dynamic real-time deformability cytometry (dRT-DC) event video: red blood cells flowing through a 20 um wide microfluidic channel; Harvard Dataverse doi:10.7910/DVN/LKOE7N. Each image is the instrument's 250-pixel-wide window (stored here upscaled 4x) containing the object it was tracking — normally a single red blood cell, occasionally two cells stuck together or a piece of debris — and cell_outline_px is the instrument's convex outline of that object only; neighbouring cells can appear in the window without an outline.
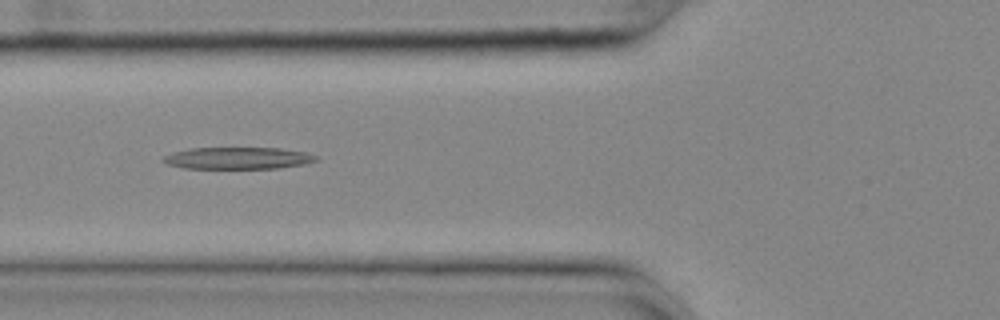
{"species": "common noctule bat (a hibernating species)", "species_latin": "Nyctalus noctula", "temperature_condition": "cold", "stored_images_in_passage": 44, "camera_frame_rate_fps": 3000, "um_per_image_px": 0.085, "animal": {"sex": "female", "body_mass_g": 25.1}, "frame": {"image": 1, "passage_image": 10, "time_ms": 3.0, "image_size_px": [1000, 320], "cell_outline_px": [[320, 160], [304, 164], [276, 168], [184, 168], [164, 164], [160, 160], [164, 156], [176, 152], [192, 148], [280, 148], [304, 152], [316, 156]], "centroid_in_image_um": [20.2, 13.44], "position_along_channel_um": 105.6, "area_um2": 19.36}}
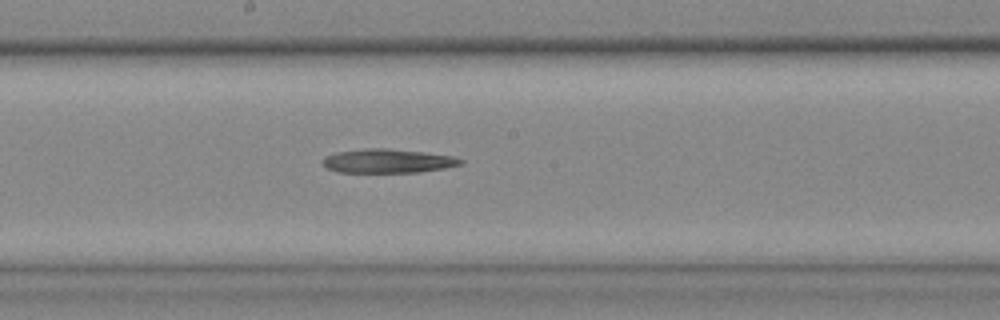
{"frame": {"image": 2, "passage_image": 19, "time_ms": 6.0, "image_size_px": [1000, 320], "cell_outline_px": [[464, 164], [444, 168], [420, 172], [340, 172], [328, 168], [324, 164], [324, 156], [336, 152], [364, 148], [384, 148], [424, 152], [452, 156], [464, 160]], "centroid_in_image_um": [32.99, 13.68], "position_along_channel_um": 215.2, "area_um2": 19.13}}
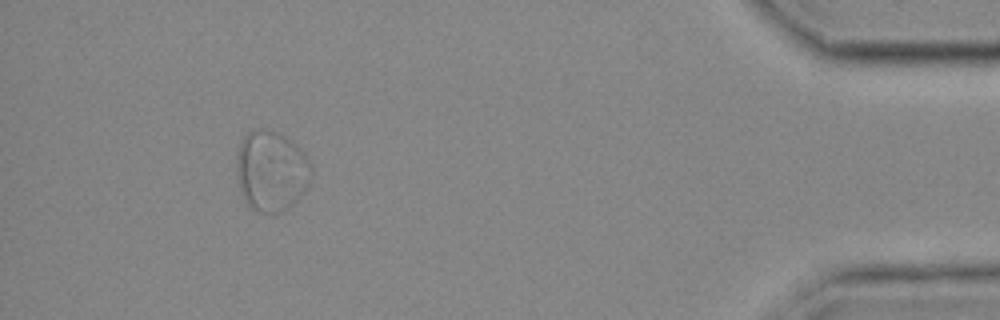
{"frame": {"image": 3, "passage_image": 40, "time_ms": 13.0, "image_size_px": [1000, 320], "cell_outline_px": [[312, 176], [308, 184], [300, 196], [280, 212], [256, 212], [244, 200], [240, 192], [236, 176], [236, 164], [240, 144], [244, 136], [248, 132], [260, 128], [276, 132], [284, 136], [300, 148], [304, 152], [312, 164]], "centroid_in_image_um": [23.05, 14.52], "position_along_channel_um": 412.2, "area_um2": 34.97}, "authors_computed_cell_mechanics": {"area_um2": 21.0681, "velocity_mm_per_s": 3.6597, "shape_relaxation_time_tau1_ms": 10.4418, "shape_relaxation_time_tau2_ms": null, "deformation_change_tau1": 0.2035, "deformation_change_tau2": null}}